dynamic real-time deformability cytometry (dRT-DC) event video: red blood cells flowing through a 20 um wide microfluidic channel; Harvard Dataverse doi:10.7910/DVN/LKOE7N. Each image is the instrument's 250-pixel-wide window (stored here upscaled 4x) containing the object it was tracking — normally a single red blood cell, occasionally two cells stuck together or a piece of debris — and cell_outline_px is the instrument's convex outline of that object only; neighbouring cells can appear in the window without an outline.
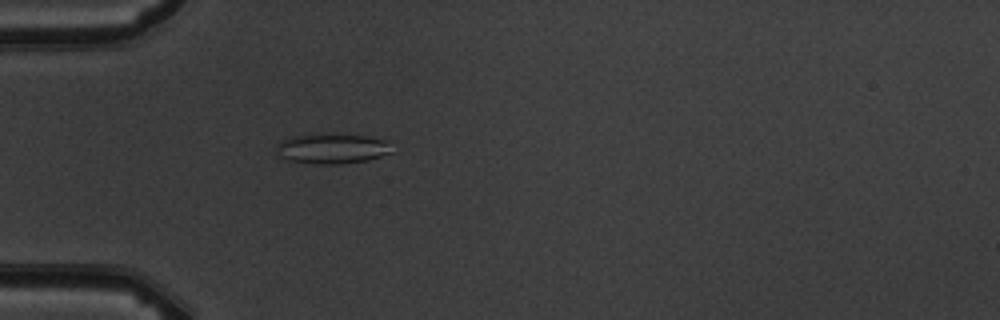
{"species": "common noctule bat (a hibernating species)", "species_latin": "Nyctalus noctula", "temperature_condition": "warm", "stored_images_in_passage": 5, "camera_frame_rate_fps": 3000, "um_per_image_px": 0.085, "animal": {"sex": "male", "body_mass_g": 19.5, "forearm_length_mm": 54.6}, "frame": {"image": 1, "passage_image": 5, "time_ms": 5.333, "image_size_px": [1000, 320], "cell_outline_px": [[396, 152], [368, 160], [340, 164], [316, 164], [288, 160], [280, 156], [276, 148], [276, 144], [280, 140], [292, 136], [308, 132], [312, 132], [368, 136], [388, 140]], "centroid_in_image_um": [28.26, 12.6], "position_along_channel_um": 56.7, "area_um2": 21.1}}